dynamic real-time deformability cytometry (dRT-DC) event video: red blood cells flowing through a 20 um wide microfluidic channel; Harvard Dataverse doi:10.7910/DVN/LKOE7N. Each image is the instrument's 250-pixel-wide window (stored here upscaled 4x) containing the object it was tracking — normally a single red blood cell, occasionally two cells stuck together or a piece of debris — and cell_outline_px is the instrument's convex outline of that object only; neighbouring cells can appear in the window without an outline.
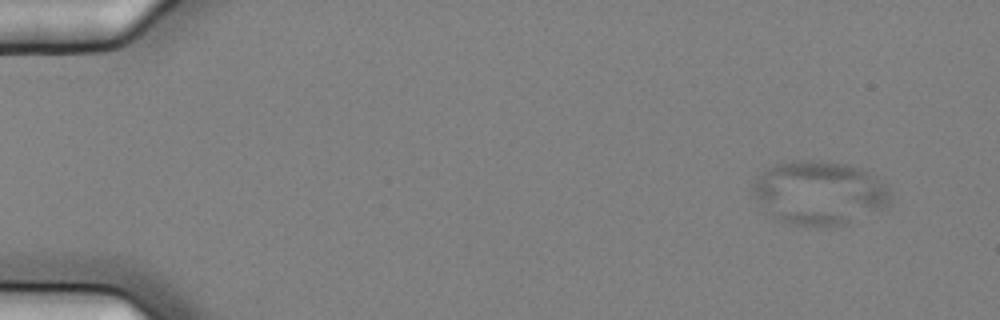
{"species": "common noctule bat (a hibernating species)", "species_latin": "Nyctalus noctula", "temperature_condition": "cold", "stored_images_in_passage": 5, "camera_frame_rate_fps": 3000, "um_per_image_px": 0.085, "animal": {"sex": "female", "body_mass_g": 25.1}, "frame": {"image": 1, "passage_image": 2, "time_ms": 0.333, "image_size_px": [1000, 320], "cell_outline_px": [[892, 204], [888, 208], [844, 224], [796, 224], [780, 220], [772, 216], [752, 196], [752, 188], [756, 180], [768, 168], [776, 164], [792, 160], [824, 160], [848, 164], [864, 172], [884, 184], [888, 188]], "centroid_in_image_um": [69.65, 16.37], "position_along_channel_um": 15.3, "area_um2": 50.34}}
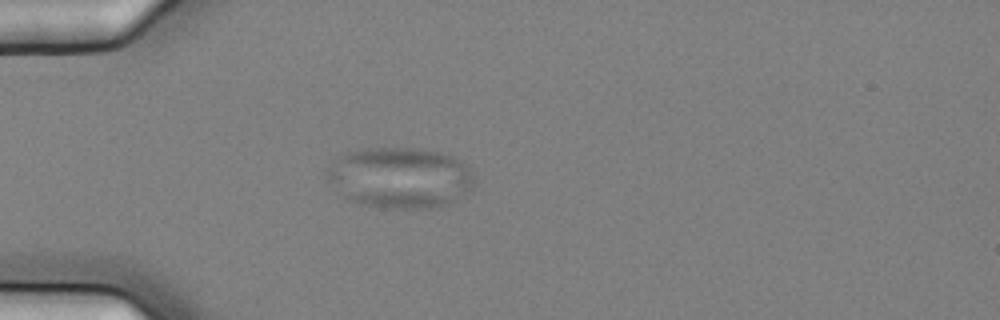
{"frame": {"image": 2, "passage_image": 5, "time_ms": 1.333, "image_size_px": [1000, 320], "cell_outline_px": [[472, 184], [468, 188], [448, 204], [428, 208], [380, 208], [360, 204], [336, 196], [328, 180], [328, 168], [344, 152], [364, 148], [424, 148], [452, 156], [460, 160], [468, 168], [472, 180]], "centroid_in_image_um": [33.88, 15.1], "position_along_channel_um": 51.1, "area_um2": 52.19}}